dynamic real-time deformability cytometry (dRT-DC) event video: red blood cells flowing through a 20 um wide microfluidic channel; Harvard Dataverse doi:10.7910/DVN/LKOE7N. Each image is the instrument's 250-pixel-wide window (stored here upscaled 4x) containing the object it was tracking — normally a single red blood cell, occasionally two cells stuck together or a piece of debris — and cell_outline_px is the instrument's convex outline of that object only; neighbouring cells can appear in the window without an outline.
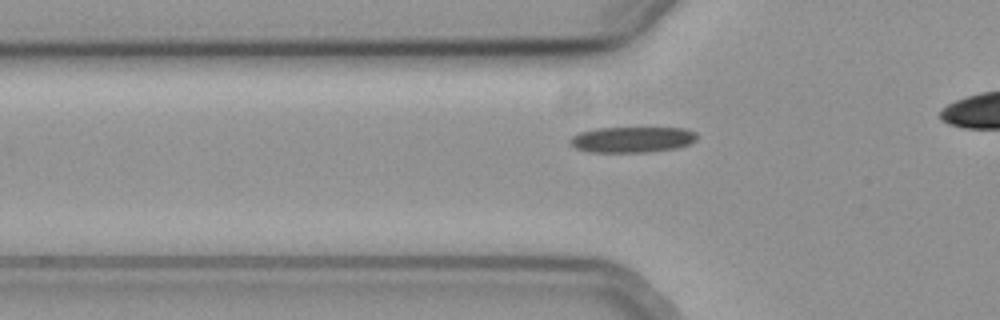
{"species": "common noctule bat (a hibernating species)", "species_latin": "Nyctalus noctula", "temperature_condition": "cold", "stored_images_in_passage": 38, "camera_frame_rate_fps": 3000, "um_per_image_px": 0.085, "animal": {"sex": "female", "body_mass_g": 19.3, "forearm_length_mm": 54.1}, "frame": {"image": 1, "passage_image": 11, "time_ms": 3.333, "image_size_px": [1000, 320], "cell_outline_px": [[696, 140], [688, 144], [676, 148], [648, 152], [588, 152], [576, 148], [568, 140], [572, 136], [580, 132], [596, 128], [684, 128], [696, 132]], "centroid_in_image_um": [53.72, 11.86], "position_along_channel_um": 72.1, "area_um2": 19.02}}
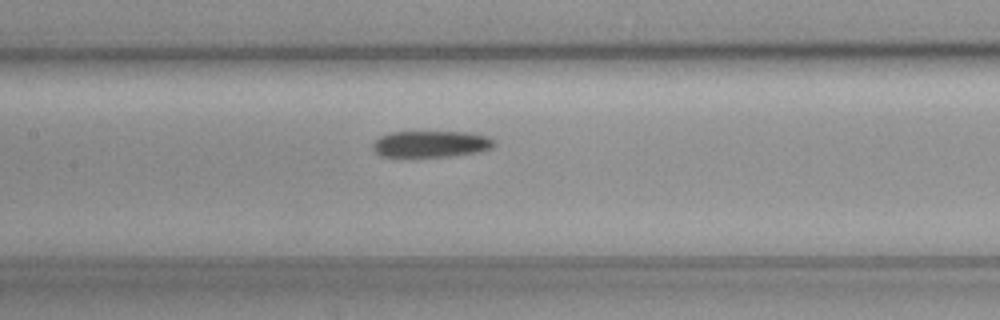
{"frame": {"image": 2, "passage_image": 19, "time_ms": 6.0, "image_size_px": [1000, 320], "cell_outline_px": [[496, 144], [492, 148], [480, 152], [448, 156], [380, 156], [372, 148], [372, 144], [380, 136], [388, 132], [468, 132], [488, 136], [496, 140]], "centroid_in_image_um": [36.67, 12.23], "position_along_channel_um": 170.7, "area_um2": 18.79}}
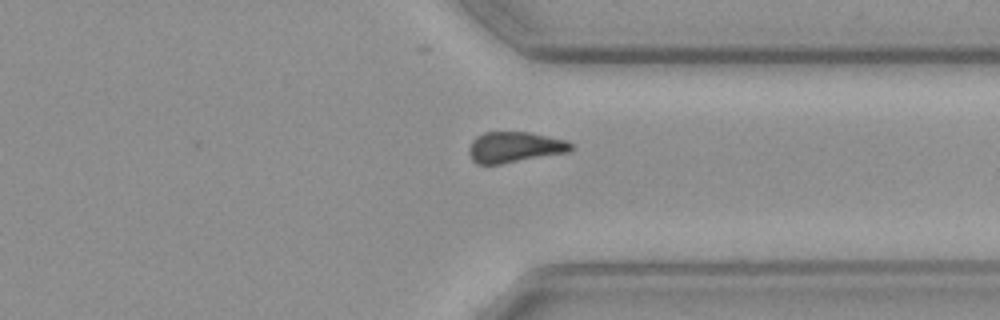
{"frame": {"image": 3, "passage_image": 35, "time_ms": 11.333, "image_size_px": [1000, 320], "cell_outline_px": [[572, 148], [568, 152], [500, 164], [476, 164], [472, 160], [468, 152], [468, 148], [472, 140], [476, 136], [484, 132], [532, 132], [568, 140], [572, 144]], "centroid_in_image_um": [43.73, 12.5], "position_along_channel_um": 367.7, "area_um2": 18.44}}